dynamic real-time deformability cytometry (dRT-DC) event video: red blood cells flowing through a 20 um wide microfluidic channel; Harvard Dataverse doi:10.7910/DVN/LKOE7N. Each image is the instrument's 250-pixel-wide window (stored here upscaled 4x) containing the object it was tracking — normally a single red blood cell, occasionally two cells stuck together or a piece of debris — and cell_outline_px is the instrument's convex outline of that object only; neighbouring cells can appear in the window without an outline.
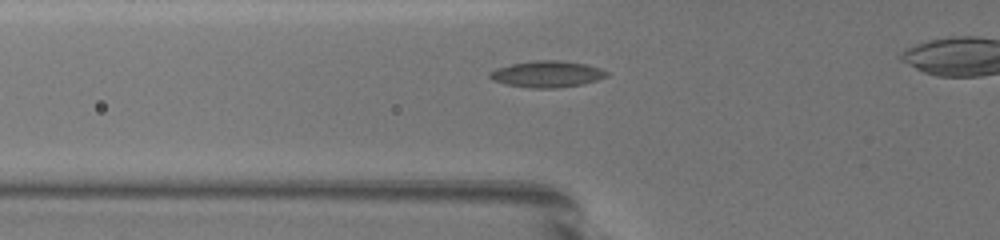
{"species": "common noctule bat (a hibernating species)", "species_latin": "Nyctalus noctula", "temperature_condition": "warm", "stored_images_in_passage": 4, "camera_frame_rate_fps": 3000, "um_per_image_px": 0.085, "animal": {"sex": "female", "body_mass_g": 19.5, "forearm_length_mm": 54.1}, "frame": {"image": 1, "passage_image": 2, "time_ms": 0.333, "image_size_px": [1000, 240], "cell_outline_px": [[608, 76], [596, 80], [580, 84], [556, 88], [528, 88], [504, 84], [492, 80], [488, 76], [492, 72], [500, 68], [512, 64], [544, 60], [552, 60], [584, 64], [600, 68], [608, 72]], "centroid_in_image_um": [46.5, 6.32], "position_along_channel_um": 79.3, "area_um2": 17.51}}